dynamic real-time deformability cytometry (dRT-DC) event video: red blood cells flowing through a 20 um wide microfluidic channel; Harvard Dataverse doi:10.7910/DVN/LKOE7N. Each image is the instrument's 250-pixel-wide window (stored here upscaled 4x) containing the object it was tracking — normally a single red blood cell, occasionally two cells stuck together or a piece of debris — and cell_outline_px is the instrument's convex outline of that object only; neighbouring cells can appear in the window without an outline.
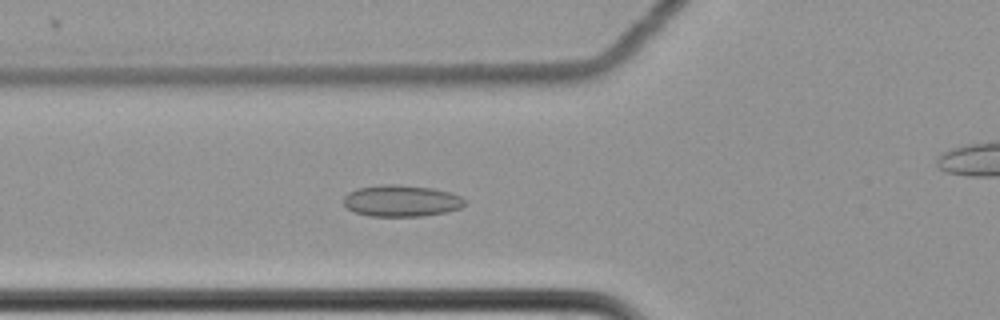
{"species": "common noctule bat (a hibernating species)", "species_latin": "Nyctalus noctula", "temperature_condition": "cold", "stored_images_in_passage": 45, "camera_frame_rate_fps": 3000, "um_per_image_px": 0.085, "animal": {"sex": "female", "body_mass_g": 22.7, "forearm_length_mm": 54.2}, "frame": {"image": 1, "passage_image": 14, "time_ms": 4.333, "image_size_px": [1000, 320], "cell_outline_px": [[468, 200], [460, 208], [448, 212], [424, 216], [368, 216], [356, 212], [348, 208], [344, 204], [344, 196], [348, 192], [356, 188], [380, 184], [400, 184], [432, 188], [448, 192], [460, 196]], "centroid_in_image_um": [34.12, 17.06], "position_along_channel_um": 91.7, "area_um2": 22.48}}
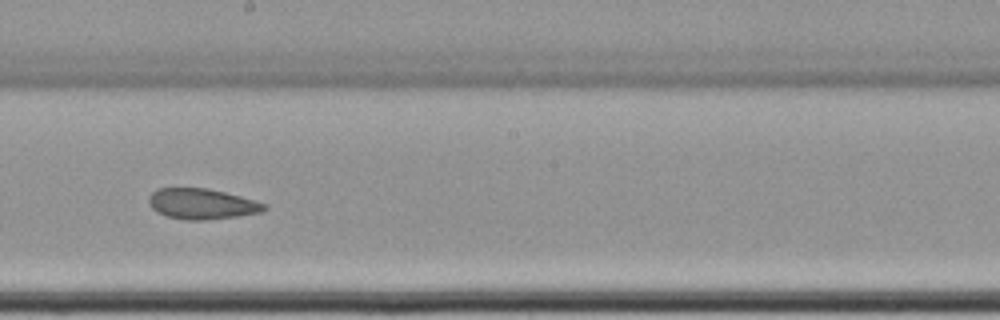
{"frame": {"image": 2, "passage_image": 26, "time_ms": 8.333, "image_size_px": [1000, 320], "cell_outline_px": [[268, 208], [260, 212], [236, 216], [204, 220], [188, 220], [168, 216], [156, 212], [148, 204], [148, 196], [152, 192], [160, 188], [208, 188], [256, 200], [264, 204]], "centroid_in_image_um": [17.13, 17.32], "position_along_channel_um": 231.1, "area_um2": 20.46}}
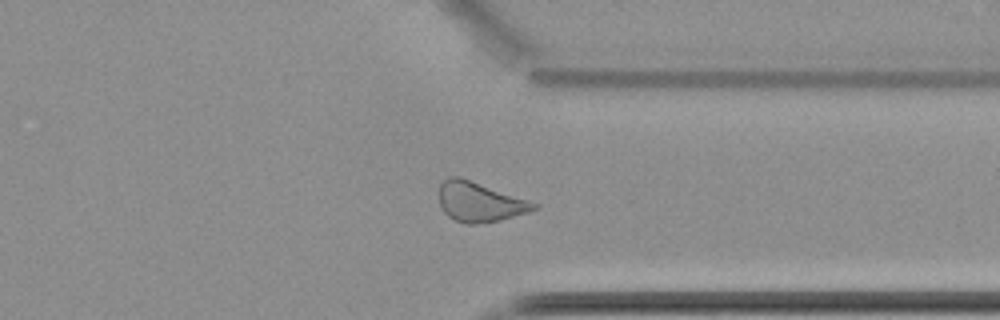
{"frame": {"image": 3, "passage_image": 38, "time_ms": 12.333, "image_size_px": [1000, 320], "cell_outline_px": [[540, 204], [536, 208], [528, 212], [500, 220], [476, 224], [464, 224], [448, 216], [440, 208], [440, 184], [448, 176], [460, 176]], "centroid_in_image_um": [40.75, 17.16], "position_along_channel_um": 370.6, "area_um2": 21.91}, "authors_computed_cell_mechanics": {"area_um2": 21.5016, "velocity_mm_per_s": 3.4866, "shape_relaxation_time_tau1_ms": null, "shape_relaxation_time_tau2_ms": 8.0398, "deformation_change_tau1": null, "deformation_change_tau2": 0.1422}}